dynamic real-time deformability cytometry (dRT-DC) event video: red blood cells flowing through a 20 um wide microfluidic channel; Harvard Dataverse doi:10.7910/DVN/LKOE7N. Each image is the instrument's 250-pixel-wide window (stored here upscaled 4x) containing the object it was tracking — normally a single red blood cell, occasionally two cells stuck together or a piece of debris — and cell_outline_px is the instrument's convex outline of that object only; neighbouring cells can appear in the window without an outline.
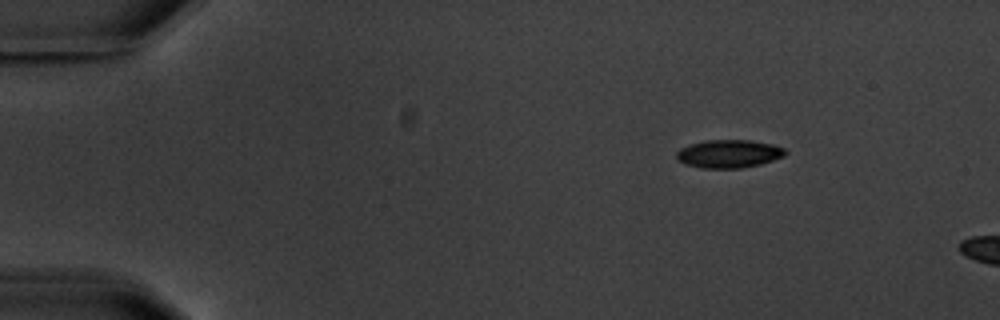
{"species": "common noctule bat (a hibernating species)", "species_latin": "Nyctalus noctula", "temperature_condition": "warm", "stored_images_in_passage": 2, "camera_frame_rate_fps": 3000, "um_per_image_px": 0.085, "animal": {"sex": "male", "body_mass_g": 20.1, "forearm_length_mm": 53.5}, "frame": {"image": 1, "passage_image": 1, "time_ms": 0.0, "image_size_px": [1000, 320], "cell_outline_px": [[788, 152], [784, 156], [760, 164], [744, 168], [700, 168], [684, 164], [676, 156], [676, 152], [680, 148], [688, 144], [704, 140], [752, 140], [772, 144], [784, 148]], "centroid_in_image_um": [61.94, 13.06], "position_along_channel_um": 23.1, "area_um2": 17.98}}